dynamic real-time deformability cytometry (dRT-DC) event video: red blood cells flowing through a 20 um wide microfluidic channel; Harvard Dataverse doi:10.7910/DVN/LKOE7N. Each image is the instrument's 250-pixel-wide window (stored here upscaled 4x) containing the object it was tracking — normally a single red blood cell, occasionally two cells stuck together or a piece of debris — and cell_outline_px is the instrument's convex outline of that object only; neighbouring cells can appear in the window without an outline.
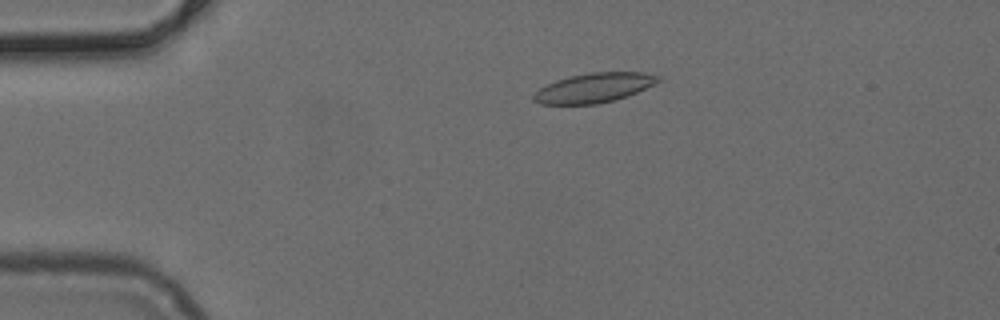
{"species": "common noctule bat (a hibernating species)", "species_latin": "Nyctalus noctula", "temperature_condition": "cold", "stored_images_in_passage": 51, "camera_frame_rate_fps": 3000, "um_per_image_px": 0.085, "animal": {"sex": "female", "body_mass_g": 24.6, "forearm_length_mm": 56.2}, "frame": {"image": 1, "passage_image": 11, "time_ms": 3.333, "image_size_px": [1000, 320], "cell_outline_px": [[660, 80], [628, 96], [616, 100], [596, 104], [540, 104], [532, 100], [532, 96], [540, 88], [556, 80], [568, 76], [592, 72], [644, 72], [660, 76]], "centroid_in_image_um": [50.46, 7.46], "position_along_channel_um": 34.5, "area_um2": 21.33}}
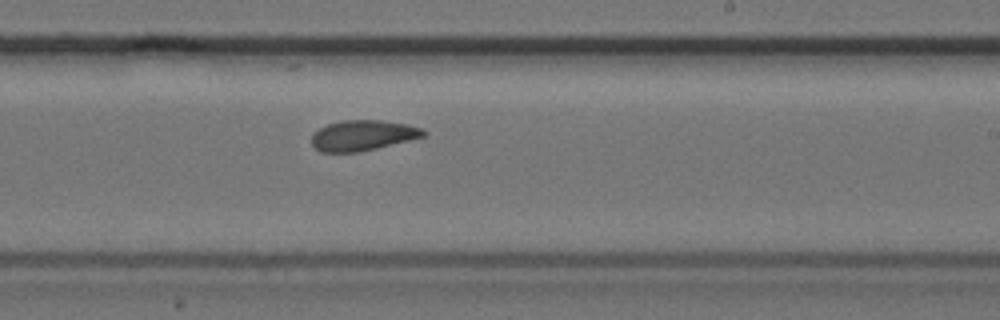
{"frame": {"image": 2, "passage_image": 31, "time_ms": 10.0, "image_size_px": [1000, 320], "cell_outline_px": [[428, 132], [424, 136], [360, 152], [320, 152], [312, 144], [312, 132], [328, 124], [344, 120], [384, 120], [408, 124], [424, 128]], "centroid_in_image_um": [30.85, 11.5], "position_along_channel_um": 258.2, "area_um2": 19.88}}
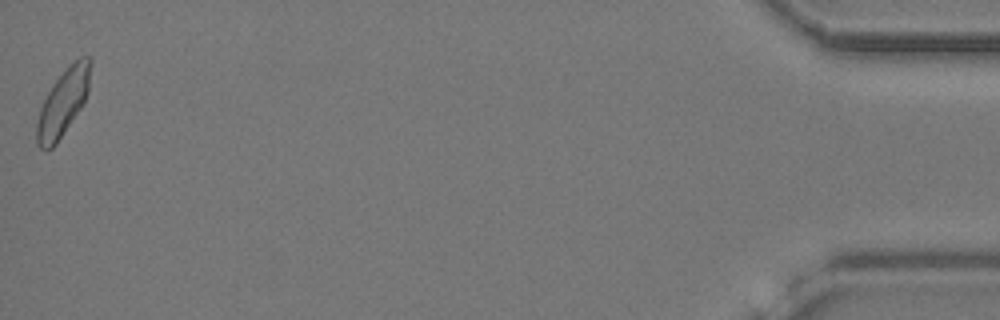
{"frame": {"image": 3, "passage_image": 51, "time_ms": 16.667, "image_size_px": [1000, 320], "cell_outline_px": [[92, 60], [88, 92], [80, 108], [56, 144], [52, 148], [40, 148], [36, 144], [36, 124], [40, 108], [52, 84], [68, 64], [80, 56], [92, 56]], "centroid_in_image_um": [5.37, 8.65], "position_along_channel_um": 429.8, "area_um2": 20.81}}